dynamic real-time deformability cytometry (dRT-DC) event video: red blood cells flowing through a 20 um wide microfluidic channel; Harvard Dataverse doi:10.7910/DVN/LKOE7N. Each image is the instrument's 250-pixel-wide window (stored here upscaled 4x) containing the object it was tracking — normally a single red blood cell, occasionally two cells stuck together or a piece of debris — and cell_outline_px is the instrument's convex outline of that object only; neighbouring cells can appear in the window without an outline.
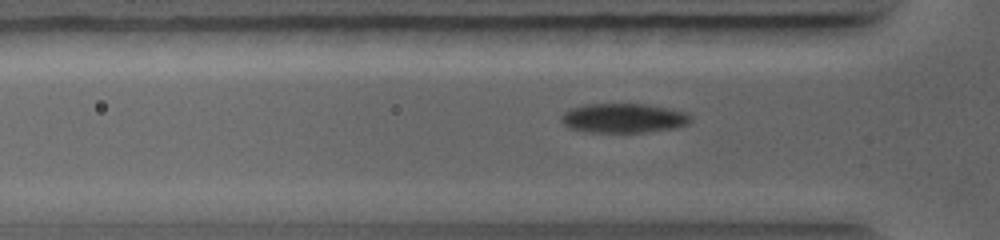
{"species": "common noctule bat (a hibernating species)", "species_latin": "Nyctalus noctula", "temperature_condition": "warm", "stored_images_in_passage": 45, "camera_frame_rate_fps": 5000, "um_per_image_px": 0.085, "animal": {"sex": "female", "body_mass_g": 19.0, "forearm_length_mm": 56.7}, "frame": {"image": 1, "passage_image": 10, "time_ms": 2.6, "image_size_px": [1000, 240], "cell_outline_px": [[692, 120], [688, 124], [672, 128], [640, 132], [584, 132], [568, 128], [560, 120], [560, 116], [564, 112], [572, 108], [584, 104], [644, 104], [684, 112]], "centroid_in_image_um": [52.9, 10.04], "position_along_channel_um": 72.9, "area_um2": 21.91}}
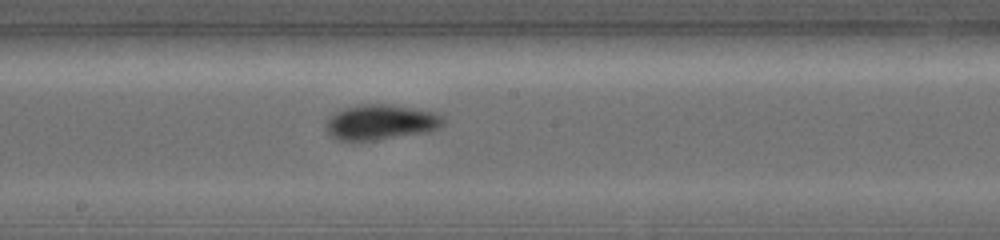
{"frame": {"image": 2, "passage_image": 20, "time_ms": 5.4, "image_size_px": [1000, 240], "cell_outline_px": [[444, 124], [428, 132], [372, 140], [340, 140], [332, 136], [328, 132], [328, 120], [336, 112], [344, 108], [364, 104], [392, 104], [436, 112], [444, 116]], "centroid_in_image_um": [32.43, 10.37], "position_along_channel_um": 215.8, "area_um2": 23.7}}
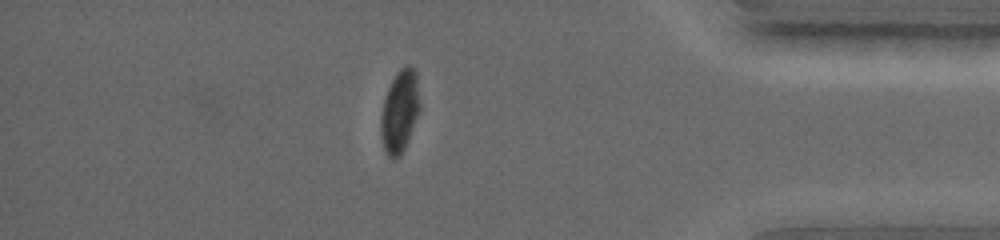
{"frame": {"image": 3, "passage_image": 35, "time_ms": 9.6, "image_size_px": [1000, 240], "cell_outline_px": [[420, 108], [408, 140], [400, 156], [388, 156], [384, 148], [380, 132], [380, 120], [384, 100], [388, 88], [396, 72], [400, 68], [408, 64], [416, 68], [420, 104]], "centroid_in_image_um": [33.99, 9.39], "position_along_channel_um": 401.2, "area_um2": 18.61}}